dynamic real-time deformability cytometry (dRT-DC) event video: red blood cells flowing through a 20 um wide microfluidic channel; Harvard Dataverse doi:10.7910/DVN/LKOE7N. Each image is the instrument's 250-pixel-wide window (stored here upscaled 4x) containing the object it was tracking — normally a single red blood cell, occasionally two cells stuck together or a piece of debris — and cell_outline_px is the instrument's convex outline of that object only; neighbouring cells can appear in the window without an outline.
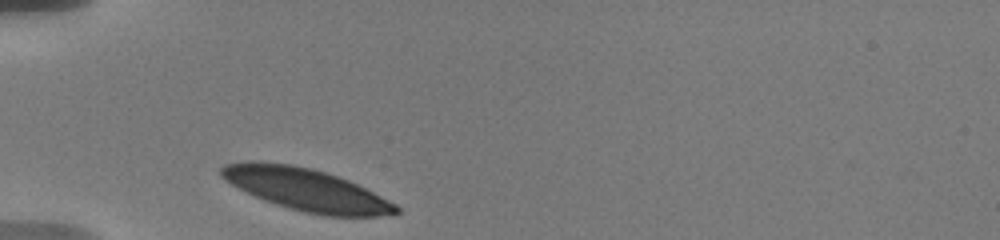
{"species": "human", "species_latin": "Homo sapiens", "temperature_condition": "warm", "stored_images_in_passage": 6, "camera_frame_rate_fps": 3000, "um_per_image_px": 0.085, "donor": {"sex": "male"}, "frame": {"image": 1, "passage_image": 1, "time_ms": 0.0, "image_size_px": [1000, 240], "cell_outline_px": [[400, 212], [376, 216], [324, 216], [304, 212], [276, 204], [256, 196], [224, 180], [220, 176], [220, 168], [224, 164], [256, 160], [292, 164], [312, 168], [348, 180], [396, 204], [400, 208]], "centroid_in_image_um": [25.99, 16.1], "position_along_channel_um": 59.0, "area_um2": 42.6}}
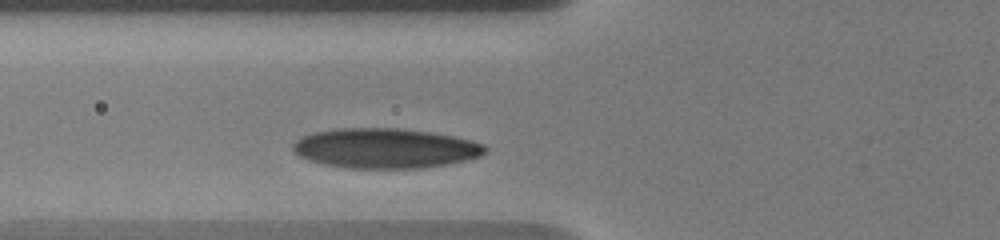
{"frame": {"image": 2, "passage_image": 3, "time_ms": 1.333, "image_size_px": [1000, 240], "cell_outline_px": [[488, 152], [480, 156], [468, 160], [448, 164], [420, 168], [348, 168], [324, 164], [308, 160], [292, 152], [292, 144], [296, 140], [304, 136], [316, 132], [340, 128], [396, 128], [428, 132], [452, 136], [472, 140], [484, 144], [488, 148]], "centroid_in_image_um": [32.76, 12.61], "position_along_channel_um": 93.0, "area_um2": 44.74}}
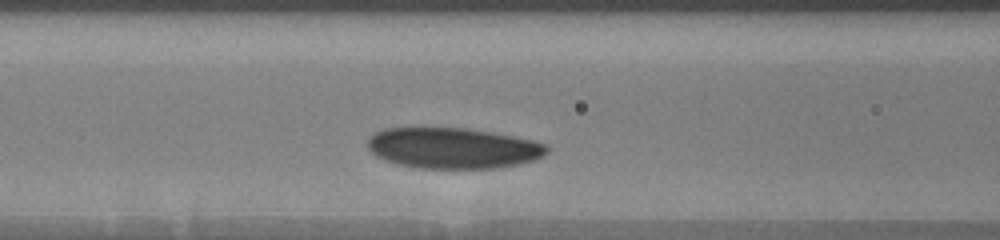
{"frame": {"image": 3, "passage_image": 6, "time_ms": 2.333, "image_size_px": [1000, 240], "cell_outline_px": [[548, 152], [544, 156], [536, 160], [520, 164], [496, 168], [420, 168], [396, 164], [384, 160], [376, 156], [364, 144], [376, 132], [384, 128], [464, 128], [512, 136], [532, 140], [544, 144], [548, 148]], "centroid_in_image_um": [38.49, 12.6], "position_along_channel_um": 128.1, "area_um2": 42.6}}